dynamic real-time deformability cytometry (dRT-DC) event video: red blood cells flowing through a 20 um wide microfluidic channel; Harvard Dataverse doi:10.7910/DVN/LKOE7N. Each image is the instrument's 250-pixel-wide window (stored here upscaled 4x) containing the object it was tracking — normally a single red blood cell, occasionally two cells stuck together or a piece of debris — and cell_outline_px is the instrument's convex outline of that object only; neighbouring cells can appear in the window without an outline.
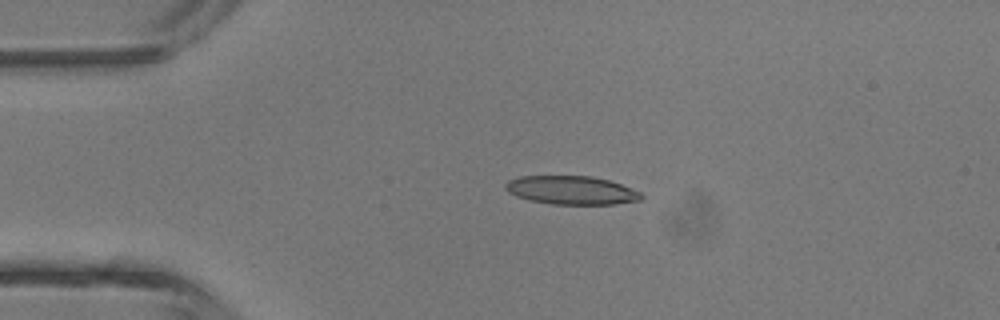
{"species": "common noctule bat (a hibernating species)", "species_latin": "Nyctalus noctula", "temperature_condition": "room temperature", "stored_images_in_passage": 5, "camera_frame_rate_fps": 3000, "um_per_image_px": 0.085, "animal": {"sex": "male", "body_mass_g": 13.3}, "frame": {"image": 1, "passage_image": 2, "time_ms": 2.0, "image_size_px": [1000, 320], "cell_outline_px": [[644, 196], [640, 200], [616, 204], [552, 204], [528, 200], [516, 196], [508, 192], [504, 188], [504, 184], [508, 180], [520, 176], [592, 176], [608, 180], [620, 184], [640, 192]], "centroid_in_image_um": [48.54, 16.17], "position_along_channel_um": 36.5, "area_um2": 22.6}}
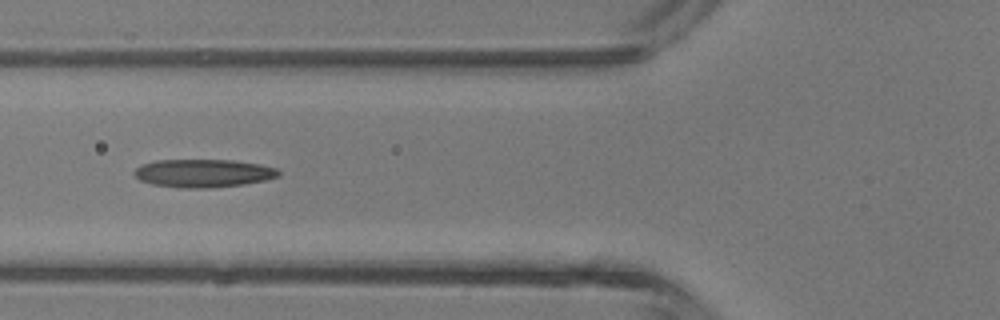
{"frame": {"image": 2, "passage_image": 4, "time_ms": 4.333, "image_size_px": [1000, 320], "cell_outline_px": [[280, 176], [264, 180], [244, 184], [212, 188], [180, 188], [152, 184], [140, 180], [132, 172], [140, 164], [156, 160], [232, 160], [260, 164], [276, 168], [280, 172]], "centroid_in_image_um": [17.26, 14.72], "position_along_channel_um": 108.5, "area_um2": 23.76}}
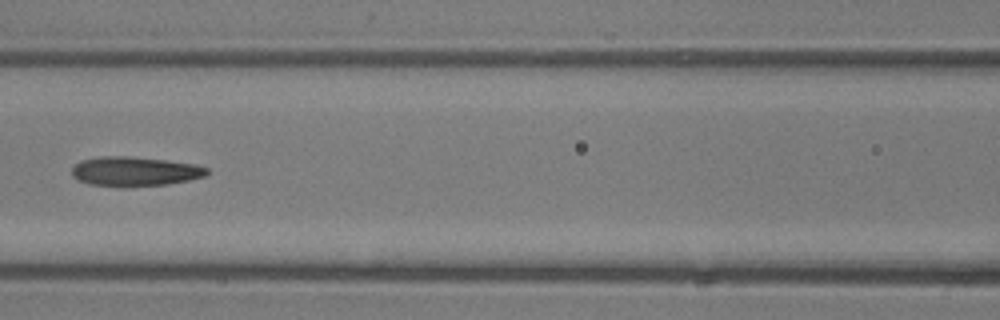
{"frame": {"image": 3, "passage_image": 5, "time_ms": 5.333, "image_size_px": [1000, 320], "cell_outline_px": [[208, 172], [204, 176], [188, 180], [168, 184], [128, 188], [88, 184], [72, 176], [72, 168], [80, 160], [100, 156], [128, 156], [164, 160], [196, 164], [208, 168]], "centroid_in_image_um": [11.43, 14.58], "position_along_channel_um": 155.2, "area_um2": 23.41}}